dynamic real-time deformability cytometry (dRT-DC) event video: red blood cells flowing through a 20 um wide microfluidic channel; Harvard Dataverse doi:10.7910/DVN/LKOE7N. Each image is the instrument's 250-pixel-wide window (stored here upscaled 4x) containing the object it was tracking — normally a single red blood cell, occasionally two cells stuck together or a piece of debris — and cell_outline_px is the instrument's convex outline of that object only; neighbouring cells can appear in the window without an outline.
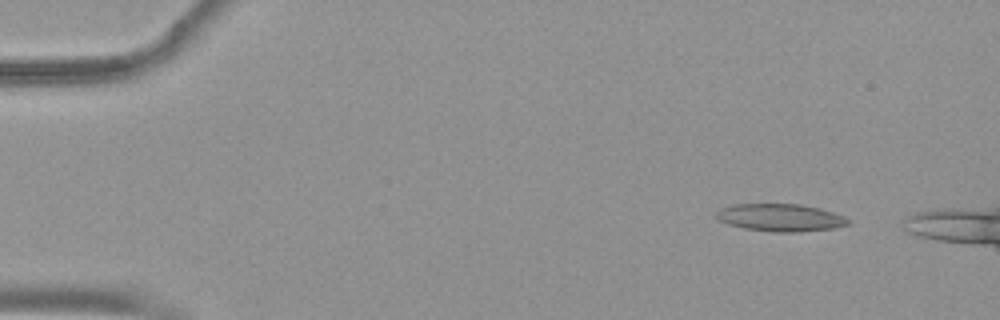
{"species": "common noctule bat (a hibernating species)", "species_latin": "Nyctalus noctula", "temperature_condition": "warm", "stored_images_in_passage": 10, "camera_frame_rate_fps": 3000, "um_per_image_px": 0.085, "animal": {"sex": "female", "body_mass_g": 19.9}, "frame": {"image": 1, "passage_image": 1, "time_ms": 0.0, "image_size_px": [1000, 320], "cell_outline_px": [[852, 224], [832, 228], [792, 232], [776, 232], [744, 228], [728, 224], [720, 220], [716, 216], [716, 212], [720, 208], [732, 204], [800, 204], [820, 208], [844, 216], [852, 220]], "centroid_in_image_um": [66.36, 18.48], "position_along_channel_um": 18.6, "area_um2": 21.1}}
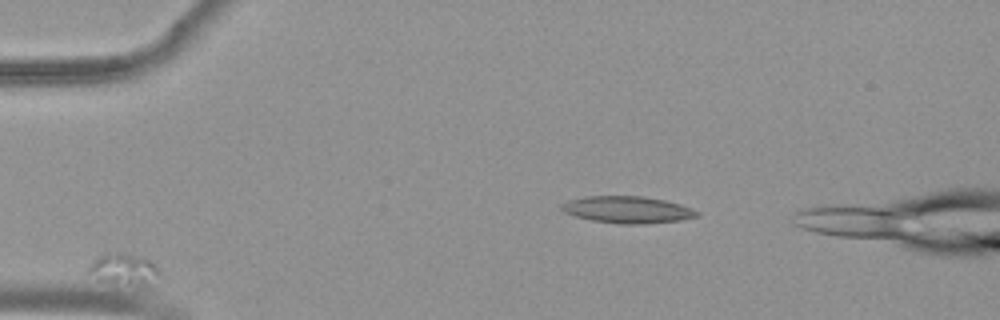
{"frame": {"image": 2, "passage_image": 6, "time_ms": 1.667, "image_size_px": [1000, 320], "cell_outline_px": [[156, 272], [148, 288], [100, 280], [88, 272], [88, 268], [92, 260], [104, 252], [124, 252], [144, 256], [152, 260], [156, 264]], "centroid_in_image_um": [10.51, 22.85], "position_along_channel_um": 74.5, "area_um2": 13.18}}